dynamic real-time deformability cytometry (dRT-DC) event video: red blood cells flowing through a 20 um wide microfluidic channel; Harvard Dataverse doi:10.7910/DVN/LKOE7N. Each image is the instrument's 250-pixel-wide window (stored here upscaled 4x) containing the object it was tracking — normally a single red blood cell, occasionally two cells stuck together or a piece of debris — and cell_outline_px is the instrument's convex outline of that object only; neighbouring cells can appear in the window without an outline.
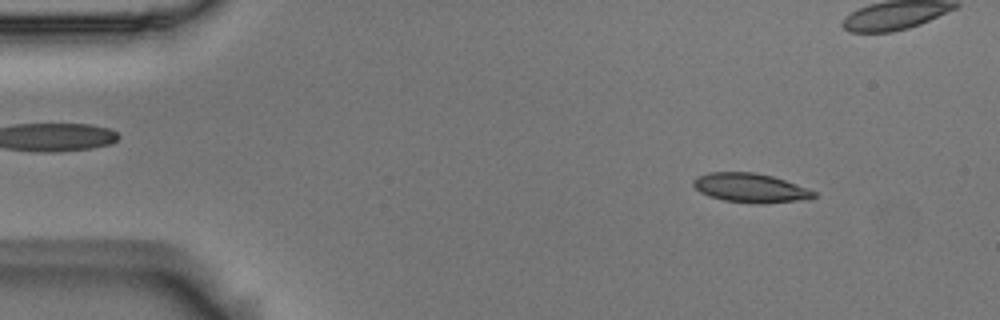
{"species": "Egyptian fruit bat (a non-hibernating species)", "species_latin": "Rousettus aegyptiacus", "temperature_condition": "room temperature", "stored_images_in_passage": 52, "camera_frame_rate_fps": 3000, "um_per_image_px": 0.085, "animal": {"sex": "male"}, "frame": {"image": 1, "passage_image": 4, "time_ms": 1.0, "image_size_px": [1000, 320], "cell_outline_px": [[816, 196], [796, 200], [760, 204], [756, 204], [724, 200], [708, 196], [700, 192], [692, 184], [692, 180], [696, 176], [708, 172], [752, 172], [772, 176], [784, 180], [816, 192]], "centroid_in_image_um": [63.69, 15.96], "position_along_channel_um": 21.3, "area_um2": 20.23}}
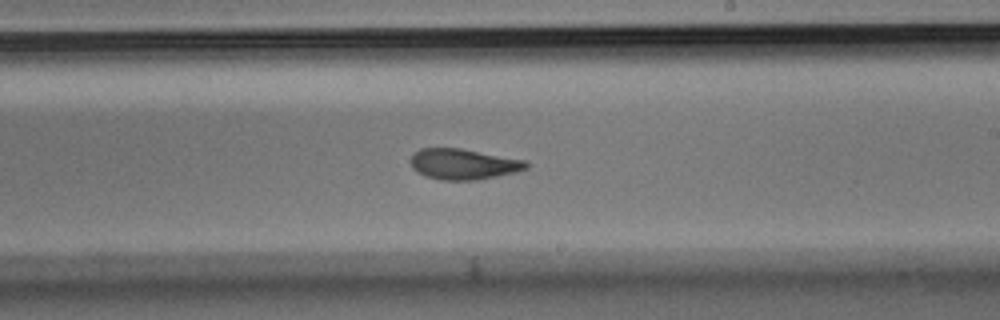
{"frame": {"image": 2, "passage_image": 29, "time_ms": 9.333, "image_size_px": [1000, 320], "cell_outline_px": [[528, 168], [516, 172], [476, 180], [440, 180], [424, 176], [416, 172], [412, 168], [408, 160], [420, 148], [460, 148], [528, 160]], "centroid_in_image_um": [39.37, 13.95], "position_along_channel_um": 249.6, "area_um2": 20.92}}
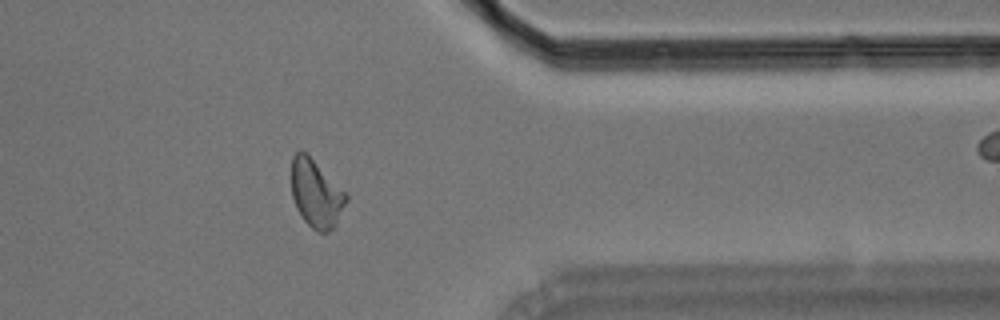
{"frame": {"image": 3, "passage_image": 41, "time_ms": 13.333, "image_size_px": [1000, 320], "cell_outline_px": [[348, 200], [332, 228], [328, 232], [320, 232], [312, 228], [304, 220], [296, 208], [292, 196], [292, 156], [296, 152], [304, 152], [348, 196]], "centroid_in_image_um": [26.84, 16.49], "position_along_channel_um": 384.6, "area_um2": 20.69}, "authors_computed_cell_mechanics": {"area_um2": 20.8658, "velocity_mm_per_s": 3.6899, "shape_relaxation_time_tau1_ms": 8.6573, "shape_relaxation_time_tau2_ms": 2.5548, "deformation_change_tau1": 0.2111, "deformation_change_tau2": 0.0874}}